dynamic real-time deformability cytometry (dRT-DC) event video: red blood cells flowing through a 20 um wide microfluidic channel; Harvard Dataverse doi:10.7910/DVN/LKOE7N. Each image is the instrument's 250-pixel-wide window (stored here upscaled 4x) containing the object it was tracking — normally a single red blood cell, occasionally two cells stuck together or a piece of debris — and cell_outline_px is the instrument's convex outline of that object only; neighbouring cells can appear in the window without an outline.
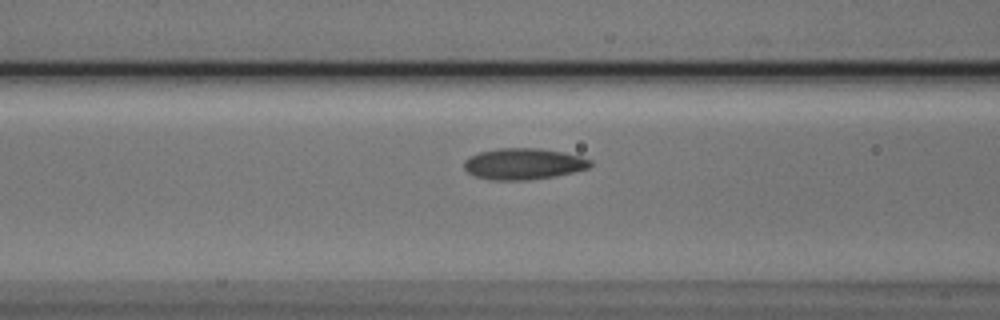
{"species": "Egyptian fruit bat (a non-hibernating species)", "species_latin": "Rousettus aegyptiacus", "temperature_condition": "cold", "stored_images_in_passage": 21, "camera_frame_rate_fps": 3000, "um_per_image_px": 0.085, "animal": {"sex": "male"}, "frame": {"image": 1, "passage_image": 9, "time_ms": 2.667, "image_size_px": [1000, 320], "cell_outline_px": [[592, 164], [588, 168], [556, 176], [528, 180], [488, 180], [476, 176], [468, 172], [464, 168], [464, 160], [468, 156], [480, 152], [500, 148], [540, 148], [580, 156], [592, 160]], "centroid_in_image_um": [44.47, 13.93], "position_along_channel_um": 122.1, "area_um2": 23.0}}
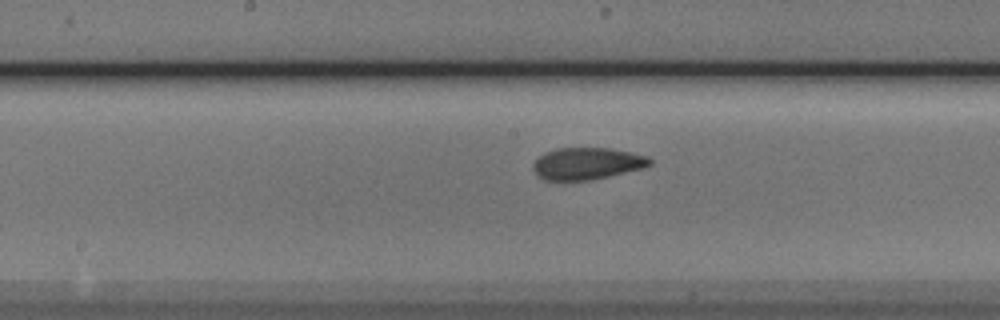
{"frame": {"image": 2, "passage_image": 15, "time_ms": 4.667, "image_size_px": [1000, 320], "cell_outline_px": [[652, 164], [644, 168], [592, 180], [544, 180], [532, 168], [532, 164], [544, 152], [556, 148], [608, 148], [648, 156], [652, 160]], "centroid_in_image_um": [49.91, 13.9], "position_along_channel_um": 198.3, "area_um2": 21.68}}
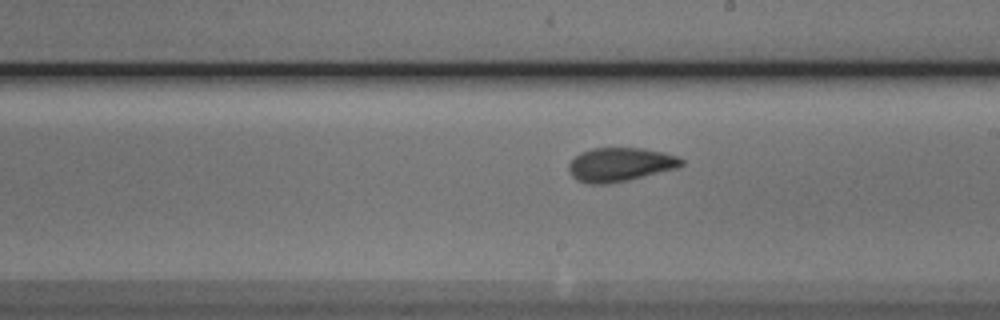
{"frame": {"image": 3, "passage_image": 18, "time_ms": 5.667, "image_size_px": [1000, 320], "cell_outline_px": [[684, 164], [676, 168], [628, 180], [608, 184], [584, 184], [576, 180], [568, 172], [568, 164], [580, 152], [592, 148], [640, 148], [664, 152], [676, 156], [684, 160]], "centroid_in_image_um": [52.67, 13.99], "position_along_channel_um": 236.3, "area_um2": 22.31}}